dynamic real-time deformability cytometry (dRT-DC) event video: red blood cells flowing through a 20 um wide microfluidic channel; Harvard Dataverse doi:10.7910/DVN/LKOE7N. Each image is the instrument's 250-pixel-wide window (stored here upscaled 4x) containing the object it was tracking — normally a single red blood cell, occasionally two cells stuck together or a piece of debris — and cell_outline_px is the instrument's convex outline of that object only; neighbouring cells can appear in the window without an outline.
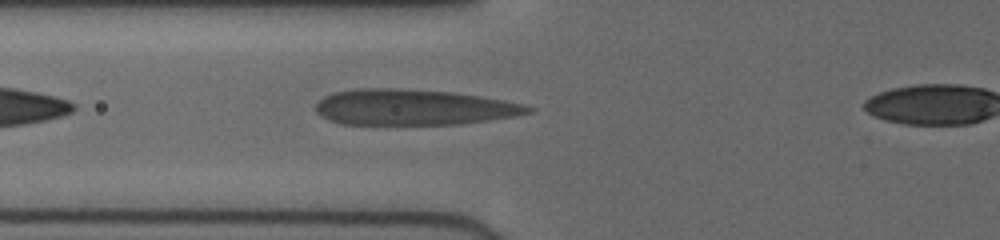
{"species": "human", "species_latin": "Homo sapiens", "temperature_condition": "cold", "stored_images_in_passage": 31, "camera_frame_rate_fps": 3000, "um_per_image_px": 0.085, "donor": {"sex": "female"}, "frame": {"image": 1, "passage_image": 3, "time_ms": 0.667, "image_size_px": [1000, 240], "cell_outline_px": [[536, 108], [532, 112], [512, 116], [488, 120], [460, 124], [340, 124], [328, 120], [320, 116], [316, 112], [316, 104], [324, 96], [332, 92], [360, 88], [400, 88], [452, 92], [480, 96], [524, 104]], "centroid_in_image_um": [35.1, 9.11], "position_along_channel_um": 90.7, "area_um2": 44.33}}
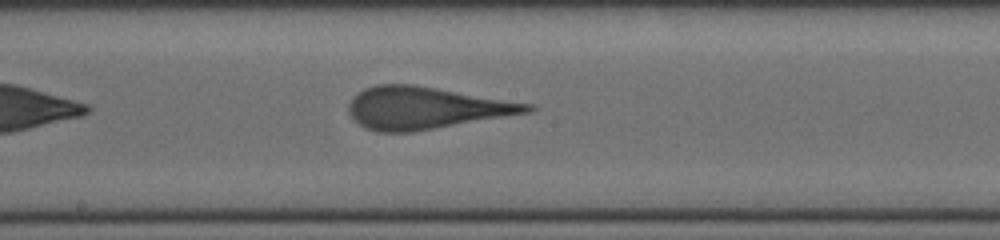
{"frame": {"image": 2, "passage_image": 12, "time_ms": 3.667, "image_size_px": [1000, 240], "cell_outline_px": [[536, 108], [528, 112], [412, 132], [376, 132], [360, 124], [348, 112], [348, 104], [364, 88], [376, 84], [412, 84], [536, 104]], "centroid_in_image_um": [36.19, 9.16], "position_along_channel_um": 212.0, "area_um2": 43.35}}
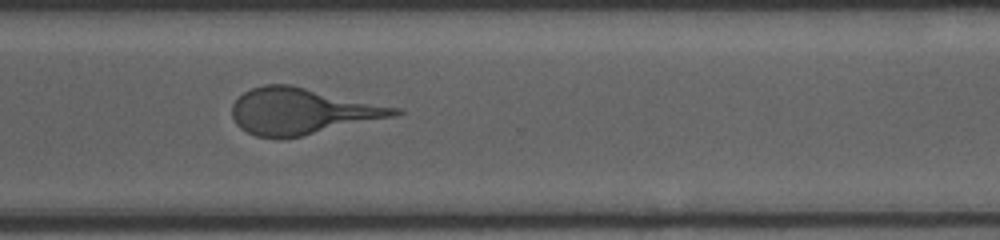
{"frame": {"image": 3, "passage_image": 22, "time_ms": 7.0, "image_size_px": [1000, 240], "cell_outline_px": [[404, 112], [392, 116], [300, 136], [280, 140], [256, 136], [240, 128], [236, 124], [232, 116], [232, 104], [244, 92], [252, 88], [264, 84], [288, 84], [404, 108]], "centroid_in_image_um": [25.64, 9.45], "position_along_channel_um": 345.0, "area_um2": 43.7}}